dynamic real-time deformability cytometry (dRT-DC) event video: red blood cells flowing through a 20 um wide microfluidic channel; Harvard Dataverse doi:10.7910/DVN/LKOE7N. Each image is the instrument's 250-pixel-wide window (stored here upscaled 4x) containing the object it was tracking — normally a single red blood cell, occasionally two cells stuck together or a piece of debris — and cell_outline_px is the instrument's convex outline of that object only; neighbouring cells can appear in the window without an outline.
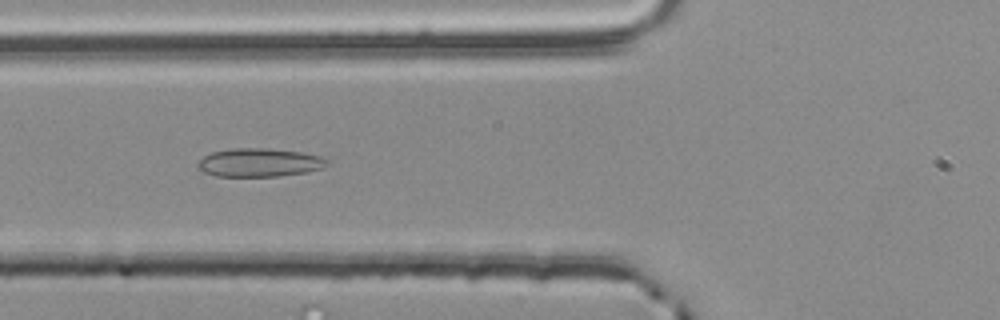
{"species": "common noctule bat (a hibernating species)", "species_latin": "Nyctalus noctula", "temperature_condition": "room temperature", "stored_images_in_passage": 52, "camera_frame_rate_fps": 3000, "um_per_image_px": 0.085, "animal": {"sex": "male", "body_mass_g": 20.4}, "frame": {"image": 1, "passage_image": 18, "time_ms": 5.667, "image_size_px": [1000, 320], "cell_outline_px": [[332, 160], [324, 168], [308, 172], [280, 176], [216, 176], [204, 172], [196, 168], [196, 164], [204, 156], [212, 152], [236, 148], [268, 148], [304, 152], [320, 156]], "centroid_in_image_um": [22.1, 13.81], "position_along_channel_um": 103.7, "area_um2": 21.73}}
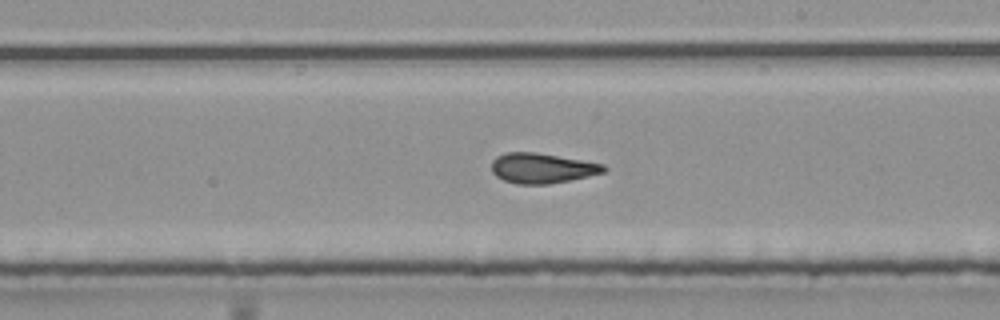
{"frame": {"image": 2, "passage_image": 29, "time_ms": 9.333, "image_size_px": [1000, 320], "cell_outline_px": [[608, 168], [604, 172], [588, 176], [548, 184], [516, 184], [504, 180], [496, 176], [492, 172], [492, 160], [496, 156], [504, 152], [536, 152], [604, 164]], "centroid_in_image_um": [46.04, 14.28], "position_along_channel_um": 243.0, "area_um2": 19.65}}
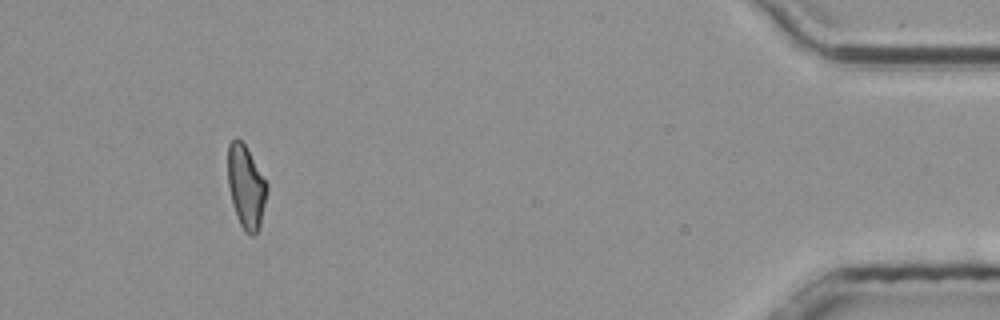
{"frame": {"image": 3, "passage_image": 48, "time_ms": 15.667, "image_size_px": [1000, 320], "cell_outline_px": [[268, 188], [260, 224], [256, 232], [252, 236], [244, 232], [236, 216], [232, 204], [228, 184], [228, 144], [236, 136], [244, 144], [268, 184]], "centroid_in_image_um": [20.9, 15.88], "position_along_channel_um": 414.3, "area_um2": 18.79}, "authors_computed_cell_mechanics": {"area_um2": 19.652, "velocity_mm_per_s": 3.7921, "shape_relaxation_time_tau1_ms": 10.4506, "shape_relaxation_time_tau2_ms": 2.0035, "deformation_change_tau1": 0.1954, "deformation_change_tau2": 0.1104}}